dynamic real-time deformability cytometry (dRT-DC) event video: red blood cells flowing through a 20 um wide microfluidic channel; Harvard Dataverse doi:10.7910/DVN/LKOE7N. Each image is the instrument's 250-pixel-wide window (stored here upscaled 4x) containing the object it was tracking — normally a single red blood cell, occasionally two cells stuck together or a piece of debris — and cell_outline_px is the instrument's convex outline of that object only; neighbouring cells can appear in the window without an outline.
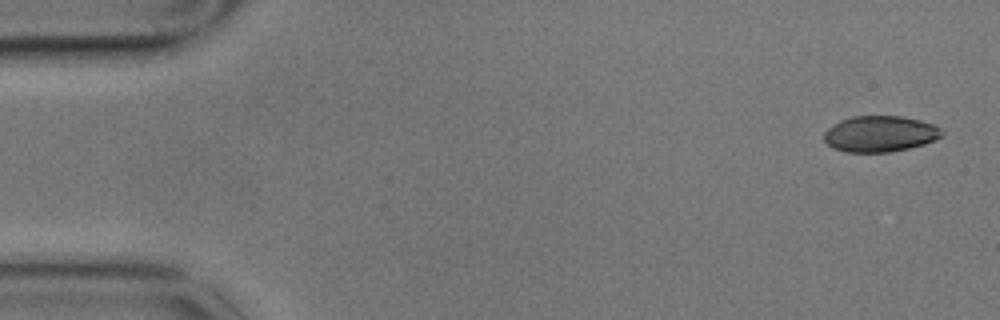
{"species": "common noctule bat (a hibernating species)", "species_latin": "Nyctalus noctula", "temperature_condition": "cold", "stored_images_in_passage": 3, "camera_frame_rate_fps": 3000, "um_per_image_px": 0.085, "animal": {"sex": "male", "body_mass_g": 17.9}, "frame": {"image": 1, "passage_image": 1, "time_ms": 0.0, "image_size_px": [1000, 320], "cell_outline_px": [[944, 132], [936, 140], [924, 144], [908, 148], [888, 152], [844, 152], [832, 148], [824, 140], [824, 132], [828, 128], [840, 120], [852, 116], [900, 116], [920, 120], [932, 124], [940, 128]], "centroid_in_image_um": [74.78, 11.38], "position_along_channel_um": 10.2, "area_um2": 24.74}}